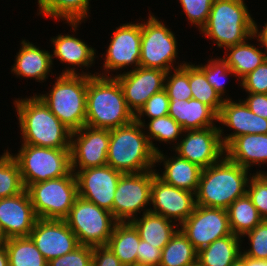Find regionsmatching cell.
Listing matches in <instances>:
<instances>
[{
	"label": "cell",
	"instance_id": "21",
	"mask_svg": "<svg viewBox=\"0 0 267 266\" xmlns=\"http://www.w3.org/2000/svg\"><path fill=\"white\" fill-rule=\"evenodd\" d=\"M74 36V34H58L56 37H51L50 41L53 46V51L51 52L52 61L55 59H59L60 63H66L67 68L62 70L60 74H81L86 76H94L97 75V72H84L82 69L95 65V59L98 57L96 54V49H94L91 45H88L83 39H80ZM53 53V54H52ZM70 65V66H69ZM72 66V68H71ZM81 69V71H77L76 68ZM84 67V68H83ZM78 72V73H77ZM81 72V73H80Z\"/></svg>",
	"mask_w": 267,
	"mask_h": 266
},
{
	"label": "cell",
	"instance_id": "40",
	"mask_svg": "<svg viewBox=\"0 0 267 266\" xmlns=\"http://www.w3.org/2000/svg\"><path fill=\"white\" fill-rule=\"evenodd\" d=\"M245 237H248L250 248L242 249V253L249 258L265 260L267 258V220L263 219L242 238Z\"/></svg>",
	"mask_w": 267,
	"mask_h": 266
},
{
	"label": "cell",
	"instance_id": "23",
	"mask_svg": "<svg viewBox=\"0 0 267 266\" xmlns=\"http://www.w3.org/2000/svg\"><path fill=\"white\" fill-rule=\"evenodd\" d=\"M20 45V49L15 55V63L11 66V72L16 77L27 78V80L35 79V81L43 83L49 76L54 75L51 70L54 62L48 50H43L25 39L21 40Z\"/></svg>",
	"mask_w": 267,
	"mask_h": 266
},
{
	"label": "cell",
	"instance_id": "3",
	"mask_svg": "<svg viewBox=\"0 0 267 266\" xmlns=\"http://www.w3.org/2000/svg\"><path fill=\"white\" fill-rule=\"evenodd\" d=\"M252 173L224 156L219 162L202 169L196 205L227 209L236 199L247 194Z\"/></svg>",
	"mask_w": 267,
	"mask_h": 266
},
{
	"label": "cell",
	"instance_id": "18",
	"mask_svg": "<svg viewBox=\"0 0 267 266\" xmlns=\"http://www.w3.org/2000/svg\"><path fill=\"white\" fill-rule=\"evenodd\" d=\"M149 211L160 214L180 226L194 211L195 193L165 183L157 175L151 186Z\"/></svg>",
	"mask_w": 267,
	"mask_h": 266
},
{
	"label": "cell",
	"instance_id": "32",
	"mask_svg": "<svg viewBox=\"0 0 267 266\" xmlns=\"http://www.w3.org/2000/svg\"><path fill=\"white\" fill-rule=\"evenodd\" d=\"M226 210L231 232L240 238L263 220L248 194L236 199Z\"/></svg>",
	"mask_w": 267,
	"mask_h": 266
},
{
	"label": "cell",
	"instance_id": "52",
	"mask_svg": "<svg viewBox=\"0 0 267 266\" xmlns=\"http://www.w3.org/2000/svg\"><path fill=\"white\" fill-rule=\"evenodd\" d=\"M230 266H246V256L241 253V256Z\"/></svg>",
	"mask_w": 267,
	"mask_h": 266
},
{
	"label": "cell",
	"instance_id": "8",
	"mask_svg": "<svg viewBox=\"0 0 267 266\" xmlns=\"http://www.w3.org/2000/svg\"><path fill=\"white\" fill-rule=\"evenodd\" d=\"M12 156L19 165L22 183L30 184L57 179L71 171L70 149H56L21 144Z\"/></svg>",
	"mask_w": 267,
	"mask_h": 266
},
{
	"label": "cell",
	"instance_id": "47",
	"mask_svg": "<svg viewBox=\"0 0 267 266\" xmlns=\"http://www.w3.org/2000/svg\"><path fill=\"white\" fill-rule=\"evenodd\" d=\"M92 266H124L108 246L93 247Z\"/></svg>",
	"mask_w": 267,
	"mask_h": 266
},
{
	"label": "cell",
	"instance_id": "45",
	"mask_svg": "<svg viewBox=\"0 0 267 266\" xmlns=\"http://www.w3.org/2000/svg\"><path fill=\"white\" fill-rule=\"evenodd\" d=\"M238 84L246 93L267 94V59Z\"/></svg>",
	"mask_w": 267,
	"mask_h": 266
},
{
	"label": "cell",
	"instance_id": "53",
	"mask_svg": "<svg viewBox=\"0 0 267 266\" xmlns=\"http://www.w3.org/2000/svg\"><path fill=\"white\" fill-rule=\"evenodd\" d=\"M8 237L5 233V230L2 226V224L0 223V245H5V243L7 242Z\"/></svg>",
	"mask_w": 267,
	"mask_h": 266
},
{
	"label": "cell",
	"instance_id": "39",
	"mask_svg": "<svg viewBox=\"0 0 267 266\" xmlns=\"http://www.w3.org/2000/svg\"><path fill=\"white\" fill-rule=\"evenodd\" d=\"M207 64H199L197 65L206 76L207 81L212 85V87L220 94V96L223 99L226 91V79L227 77H230L233 75V77L236 75L235 73L229 68L227 65V62L221 57L218 58H209L207 60Z\"/></svg>",
	"mask_w": 267,
	"mask_h": 266
},
{
	"label": "cell",
	"instance_id": "49",
	"mask_svg": "<svg viewBox=\"0 0 267 266\" xmlns=\"http://www.w3.org/2000/svg\"><path fill=\"white\" fill-rule=\"evenodd\" d=\"M257 24L258 23L254 20L253 35L258 39L261 47L267 50V22L264 23V27L260 29Z\"/></svg>",
	"mask_w": 267,
	"mask_h": 266
},
{
	"label": "cell",
	"instance_id": "16",
	"mask_svg": "<svg viewBox=\"0 0 267 266\" xmlns=\"http://www.w3.org/2000/svg\"><path fill=\"white\" fill-rule=\"evenodd\" d=\"M78 196L112 213L115 191L123 174L109 165L72 171Z\"/></svg>",
	"mask_w": 267,
	"mask_h": 266
},
{
	"label": "cell",
	"instance_id": "20",
	"mask_svg": "<svg viewBox=\"0 0 267 266\" xmlns=\"http://www.w3.org/2000/svg\"><path fill=\"white\" fill-rule=\"evenodd\" d=\"M228 95L218 115V122L229 127L230 134L225 132L219 125L222 143L226 147L234 138L246 134H267V119L255 115L242 99L233 101Z\"/></svg>",
	"mask_w": 267,
	"mask_h": 266
},
{
	"label": "cell",
	"instance_id": "7",
	"mask_svg": "<svg viewBox=\"0 0 267 266\" xmlns=\"http://www.w3.org/2000/svg\"><path fill=\"white\" fill-rule=\"evenodd\" d=\"M148 15L146 21L141 19L140 66L165 72L183 66L185 61L176 63L179 50L174 32L151 11Z\"/></svg>",
	"mask_w": 267,
	"mask_h": 266
},
{
	"label": "cell",
	"instance_id": "35",
	"mask_svg": "<svg viewBox=\"0 0 267 266\" xmlns=\"http://www.w3.org/2000/svg\"><path fill=\"white\" fill-rule=\"evenodd\" d=\"M148 121V123L140 124H142L151 148L155 153H159L161 149L158 146L156 147L155 143H153L154 140L159 143L164 142L167 145L168 143L172 144L173 146L171 147L173 148L177 145L184 130L171 116L166 115L155 119H148Z\"/></svg>",
	"mask_w": 267,
	"mask_h": 266
},
{
	"label": "cell",
	"instance_id": "26",
	"mask_svg": "<svg viewBox=\"0 0 267 266\" xmlns=\"http://www.w3.org/2000/svg\"><path fill=\"white\" fill-rule=\"evenodd\" d=\"M168 115L171 116L183 130L218 127V115L199 100H170Z\"/></svg>",
	"mask_w": 267,
	"mask_h": 266
},
{
	"label": "cell",
	"instance_id": "9",
	"mask_svg": "<svg viewBox=\"0 0 267 266\" xmlns=\"http://www.w3.org/2000/svg\"><path fill=\"white\" fill-rule=\"evenodd\" d=\"M29 193L35 214L41 219L64 220L78 197L75 174L30 184Z\"/></svg>",
	"mask_w": 267,
	"mask_h": 266
},
{
	"label": "cell",
	"instance_id": "48",
	"mask_svg": "<svg viewBox=\"0 0 267 266\" xmlns=\"http://www.w3.org/2000/svg\"><path fill=\"white\" fill-rule=\"evenodd\" d=\"M243 99L249 109L258 116L267 119V94L247 93Z\"/></svg>",
	"mask_w": 267,
	"mask_h": 266
},
{
	"label": "cell",
	"instance_id": "25",
	"mask_svg": "<svg viewBox=\"0 0 267 266\" xmlns=\"http://www.w3.org/2000/svg\"><path fill=\"white\" fill-rule=\"evenodd\" d=\"M225 156L249 171L256 165L261 167L267 163V134H246L234 138L225 147Z\"/></svg>",
	"mask_w": 267,
	"mask_h": 266
},
{
	"label": "cell",
	"instance_id": "31",
	"mask_svg": "<svg viewBox=\"0 0 267 266\" xmlns=\"http://www.w3.org/2000/svg\"><path fill=\"white\" fill-rule=\"evenodd\" d=\"M140 236L130 222H117L107 246L124 266L137 265Z\"/></svg>",
	"mask_w": 267,
	"mask_h": 266
},
{
	"label": "cell",
	"instance_id": "54",
	"mask_svg": "<svg viewBox=\"0 0 267 266\" xmlns=\"http://www.w3.org/2000/svg\"><path fill=\"white\" fill-rule=\"evenodd\" d=\"M256 174H262L267 179V171H265V170L264 171H261V170L258 171L257 170Z\"/></svg>",
	"mask_w": 267,
	"mask_h": 266
},
{
	"label": "cell",
	"instance_id": "46",
	"mask_svg": "<svg viewBox=\"0 0 267 266\" xmlns=\"http://www.w3.org/2000/svg\"><path fill=\"white\" fill-rule=\"evenodd\" d=\"M137 252V265L159 266L162 250L140 239Z\"/></svg>",
	"mask_w": 267,
	"mask_h": 266
},
{
	"label": "cell",
	"instance_id": "38",
	"mask_svg": "<svg viewBox=\"0 0 267 266\" xmlns=\"http://www.w3.org/2000/svg\"><path fill=\"white\" fill-rule=\"evenodd\" d=\"M164 90L169 100L192 99V91L189 86V62L166 73Z\"/></svg>",
	"mask_w": 267,
	"mask_h": 266
},
{
	"label": "cell",
	"instance_id": "30",
	"mask_svg": "<svg viewBox=\"0 0 267 266\" xmlns=\"http://www.w3.org/2000/svg\"><path fill=\"white\" fill-rule=\"evenodd\" d=\"M239 236L227 235L215 240L200 249L197 255L198 266H230L242 253V242Z\"/></svg>",
	"mask_w": 267,
	"mask_h": 266
},
{
	"label": "cell",
	"instance_id": "51",
	"mask_svg": "<svg viewBox=\"0 0 267 266\" xmlns=\"http://www.w3.org/2000/svg\"><path fill=\"white\" fill-rule=\"evenodd\" d=\"M246 266H267V262L263 259H253L246 256Z\"/></svg>",
	"mask_w": 267,
	"mask_h": 266
},
{
	"label": "cell",
	"instance_id": "14",
	"mask_svg": "<svg viewBox=\"0 0 267 266\" xmlns=\"http://www.w3.org/2000/svg\"><path fill=\"white\" fill-rule=\"evenodd\" d=\"M182 136L172 148L173 152L202 169L219 162L225 156L219 127L184 130Z\"/></svg>",
	"mask_w": 267,
	"mask_h": 266
},
{
	"label": "cell",
	"instance_id": "37",
	"mask_svg": "<svg viewBox=\"0 0 267 266\" xmlns=\"http://www.w3.org/2000/svg\"><path fill=\"white\" fill-rule=\"evenodd\" d=\"M3 151L0 155V199L15 196L25 189L19 165L10 154L11 150Z\"/></svg>",
	"mask_w": 267,
	"mask_h": 266
},
{
	"label": "cell",
	"instance_id": "41",
	"mask_svg": "<svg viewBox=\"0 0 267 266\" xmlns=\"http://www.w3.org/2000/svg\"><path fill=\"white\" fill-rule=\"evenodd\" d=\"M170 105L169 97L166 91L153 94L143 105V107L135 115V120L139 123H145V119H155L168 115ZM144 116L146 117L144 119Z\"/></svg>",
	"mask_w": 267,
	"mask_h": 266
},
{
	"label": "cell",
	"instance_id": "13",
	"mask_svg": "<svg viewBox=\"0 0 267 266\" xmlns=\"http://www.w3.org/2000/svg\"><path fill=\"white\" fill-rule=\"evenodd\" d=\"M179 229L197 251L232 234L226 209L199 205L195 206L193 213Z\"/></svg>",
	"mask_w": 267,
	"mask_h": 266
},
{
	"label": "cell",
	"instance_id": "2",
	"mask_svg": "<svg viewBox=\"0 0 267 266\" xmlns=\"http://www.w3.org/2000/svg\"><path fill=\"white\" fill-rule=\"evenodd\" d=\"M134 119L115 76H88L86 126L111 130L127 125Z\"/></svg>",
	"mask_w": 267,
	"mask_h": 266
},
{
	"label": "cell",
	"instance_id": "11",
	"mask_svg": "<svg viewBox=\"0 0 267 266\" xmlns=\"http://www.w3.org/2000/svg\"><path fill=\"white\" fill-rule=\"evenodd\" d=\"M156 169L122 174L115 191L112 215L118 222L131 221L151 206V186ZM148 205V206H147Z\"/></svg>",
	"mask_w": 267,
	"mask_h": 266
},
{
	"label": "cell",
	"instance_id": "15",
	"mask_svg": "<svg viewBox=\"0 0 267 266\" xmlns=\"http://www.w3.org/2000/svg\"><path fill=\"white\" fill-rule=\"evenodd\" d=\"M110 130L83 126L70 140L71 171L107 165Z\"/></svg>",
	"mask_w": 267,
	"mask_h": 266
},
{
	"label": "cell",
	"instance_id": "50",
	"mask_svg": "<svg viewBox=\"0 0 267 266\" xmlns=\"http://www.w3.org/2000/svg\"><path fill=\"white\" fill-rule=\"evenodd\" d=\"M0 266H9L8 254L5 245H0Z\"/></svg>",
	"mask_w": 267,
	"mask_h": 266
},
{
	"label": "cell",
	"instance_id": "1",
	"mask_svg": "<svg viewBox=\"0 0 267 266\" xmlns=\"http://www.w3.org/2000/svg\"><path fill=\"white\" fill-rule=\"evenodd\" d=\"M35 95L14 100L20 128L21 144L70 149L72 131L68 129Z\"/></svg>",
	"mask_w": 267,
	"mask_h": 266
},
{
	"label": "cell",
	"instance_id": "42",
	"mask_svg": "<svg viewBox=\"0 0 267 266\" xmlns=\"http://www.w3.org/2000/svg\"><path fill=\"white\" fill-rule=\"evenodd\" d=\"M189 24L200 31L207 23L214 0H178Z\"/></svg>",
	"mask_w": 267,
	"mask_h": 266
},
{
	"label": "cell",
	"instance_id": "22",
	"mask_svg": "<svg viewBox=\"0 0 267 266\" xmlns=\"http://www.w3.org/2000/svg\"><path fill=\"white\" fill-rule=\"evenodd\" d=\"M37 219L26 188L15 196L0 199V223L8 239L30 236Z\"/></svg>",
	"mask_w": 267,
	"mask_h": 266
},
{
	"label": "cell",
	"instance_id": "34",
	"mask_svg": "<svg viewBox=\"0 0 267 266\" xmlns=\"http://www.w3.org/2000/svg\"><path fill=\"white\" fill-rule=\"evenodd\" d=\"M9 266H48L30 236L10 238L5 243Z\"/></svg>",
	"mask_w": 267,
	"mask_h": 266
},
{
	"label": "cell",
	"instance_id": "27",
	"mask_svg": "<svg viewBox=\"0 0 267 266\" xmlns=\"http://www.w3.org/2000/svg\"><path fill=\"white\" fill-rule=\"evenodd\" d=\"M91 0H37L38 14L43 17H51L57 21H65L71 26V32L79 30L81 23L90 17ZM62 19V20H59ZM79 25V26H78Z\"/></svg>",
	"mask_w": 267,
	"mask_h": 266
},
{
	"label": "cell",
	"instance_id": "28",
	"mask_svg": "<svg viewBox=\"0 0 267 266\" xmlns=\"http://www.w3.org/2000/svg\"><path fill=\"white\" fill-rule=\"evenodd\" d=\"M142 214L141 217H135L130 222L138 230L141 240L162 250L179 229V226L164 216L151 211Z\"/></svg>",
	"mask_w": 267,
	"mask_h": 266
},
{
	"label": "cell",
	"instance_id": "33",
	"mask_svg": "<svg viewBox=\"0 0 267 266\" xmlns=\"http://www.w3.org/2000/svg\"><path fill=\"white\" fill-rule=\"evenodd\" d=\"M198 251L178 229L163 247L159 266H196Z\"/></svg>",
	"mask_w": 267,
	"mask_h": 266
},
{
	"label": "cell",
	"instance_id": "43",
	"mask_svg": "<svg viewBox=\"0 0 267 266\" xmlns=\"http://www.w3.org/2000/svg\"><path fill=\"white\" fill-rule=\"evenodd\" d=\"M247 194L260 216L267 219V179L262 174L253 172L248 183Z\"/></svg>",
	"mask_w": 267,
	"mask_h": 266
},
{
	"label": "cell",
	"instance_id": "4",
	"mask_svg": "<svg viewBox=\"0 0 267 266\" xmlns=\"http://www.w3.org/2000/svg\"><path fill=\"white\" fill-rule=\"evenodd\" d=\"M142 124L135 119L110 130L107 165L126 173H142L156 167V153L151 148Z\"/></svg>",
	"mask_w": 267,
	"mask_h": 266
},
{
	"label": "cell",
	"instance_id": "19",
	"mask_svg": "<svg viewBox=\"0 0 267 266\" xmlns=\"http://www.w3.org/2000/svg\"><path fill=\"white\" fill-rule=\"evenodd\" d=\"M30 237L48 262L68 254L80 245L65 220L38 218Z\"/></svg>",
	"mask_w": 267,
	"mask_h": 266
},
{
	"label": "cell",
	"instance_id": "5",
	"mask_svg": "<svg viewBox=\"0 0 267 266\" xmlns=\"http://www.w3.org/2000/svg\"><path fill=\"white\" fill-rule=\"evenodd\" d=\"M254 19L245 0H214L199 34L226 49L253 39Z\"/></svg>",
	"mask_w": 267,
	"mask_h": 266
},
{
	"label": "cell",
	"instance_id": "10",
	"mask_svg": "<svg viewBox=\"0 0 267 266\" xmlns=\"http://www.w3.org/2000/svg\"><path fill=\"white\" fill-rule=\"evenodd\" d=\"M64 220L76 235L79 244L91 247L107 246L118 222L111 212L79 196Z\"/></svg>",
	"mask_w": 267,
	"mask_h": 266
},
{
	"label": "cell",
	"instance_id": "44",
	"mask_svg": "<svg viewBox=\"0 0 267 266\" xmlns=\"http://www.w3.org/2000/svg\"><path fill=\"white\" fill-rule=\"evenodd\" d=\"M93 247L79 245L76 249L51 259L48 266H92Z\"/></svg>",
	"mask_w": 267,
	"mask_h": 266
},
{
	"label": "cell",
	"instance_id": "12",
	"mask_svg": "<svg viewBox=\"0 0 267 266\" xmlns=\"http://www.w3.org/2000/svg\"><path fill=\"white\" fill-rule=\"evenodd\" d=\"M138 22H126L113 30L106 53L101 54V58L105 55L104 69L102 68L104 72H98L97 75L113 76L111 72L121 70L120 73H122L124 69L131 66L130 70L140 67L141 23Z\"/></svg>",
	"mask_w": 267,
	"mask_h": 266
},
{
	"label": "cell",
	"instance_id": "36",
	"mask_svg": "<svg viewBox=\"0 0 267 266\" xmlns=\"http://www.w3.org/2000/svg\"><path fill=\"white\" fill-rule=\"evenodd\" d=\"M189 86L193 99L209 106L219 115L225 99L207 81L205 73L192 62H189Z\"/></svg>",
	"mask_w": 267,
	"mask_h": 266
},
{
	"label": "cell",
	"instance_id": "24",
	"mask_svg": "<svg viewBox=\"0 0 267 266\" xmlns=\"http://www.w3.org/2000/svg\"><path fill=\"white\" fill-rule=\"evenodd\" d=\"M172 155L169 157L162 151L156 153V164L163 163L164 167L161 174L156 170V175L169 185L195 193L202 168L175 153Z\"/></svg>",
	"mask_w": 267,
	"mask_h": 266
},
{
	"label": "cell",
	"instance_id": "29",
	"mask_svg": "<svg viewBox=\"0 0 267 266\" xmlns=\"http://www.w3.org/2000/svg\"><path fill=\"white\" fill-rule=\"evenodd\" d=\"M253 39H256L259 44L249 43L247 39L245 42L228 47L224 51L225 55L222 58L235 73L238 82L267 59V50L260 49V42L254 35Z\"/></svg>",
	"mask_w": 267,
	"mask_h": 266
},
{
	"label": "cell",
	"instance_id": "6",
	"mask_svg": "<svg viewBox=\"0 0 267 266\" xmlns=\"http://www.w3.org/2000/svg\"><path fill=\"white\" fill-rule=\"evenodd\" d=\"M55 83L45 94L37 96L51 112L72 132L86 123L88 76L58 74Z\"/></svg>",
	"mask_w": 267,
	"mask_h": 266
},
{
	"label": "cell",
	"instance_id": "17",
	"mask_svg": "<svg viewBox=\"0 0 267 266\" xmlns=\"http://www.w3.org/2000/svg\"><path fill=\"white\" fill-rule=\"evenodd\" d=\"M166 73L161 69L140 66L114 75L122 87L127 107L134 116L153 94L164 89Z\"/></svg>",
	"mask_w": 267,
	"mask_h": 266
}]
</instances>
